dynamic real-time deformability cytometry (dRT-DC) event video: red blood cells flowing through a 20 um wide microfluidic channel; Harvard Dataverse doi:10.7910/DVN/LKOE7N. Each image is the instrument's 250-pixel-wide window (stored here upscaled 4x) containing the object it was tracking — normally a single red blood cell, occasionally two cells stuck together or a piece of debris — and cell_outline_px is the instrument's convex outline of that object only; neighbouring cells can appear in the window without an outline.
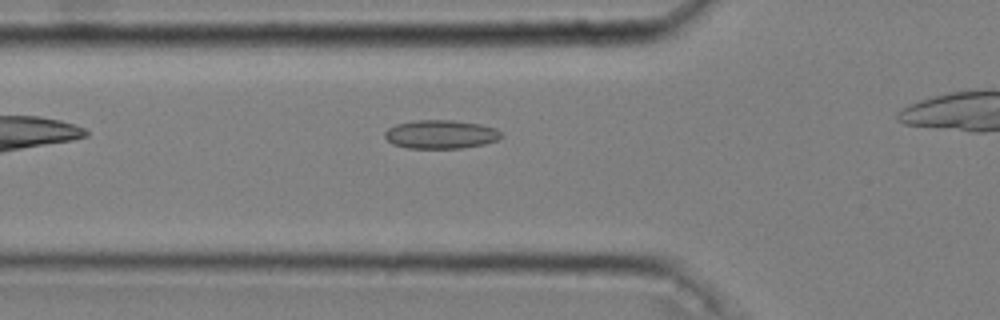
{"species": "common noctule bat (a hibernating species)", "species_latin": "Nyctalus noctula", "temperature_condition": "cold", "stored_images_in_passage": 30, "camera_frame_rate_fps": 3000, "um_per_image_px": 0.085, "animal": {"sex": "male", "body_mass_g": 20.4}, "frame": {"image": 1, "passage_image": 2, "time_ms": 0.333, "image_size_px": [1000, 320], "cell_outline_px": [[504, 136], [496, 140], [484, 144], [460, 148], [408, 148], [392, 144], [384, 136], [384, 132], [388, 128], [396, 124], [416, 120], [452, 120], [480, 124], [496, 128]], "centroid_in_image_um": [37.46, 11.41], "position_along_channel_um": 88.3, "area_um2": 19.42}}
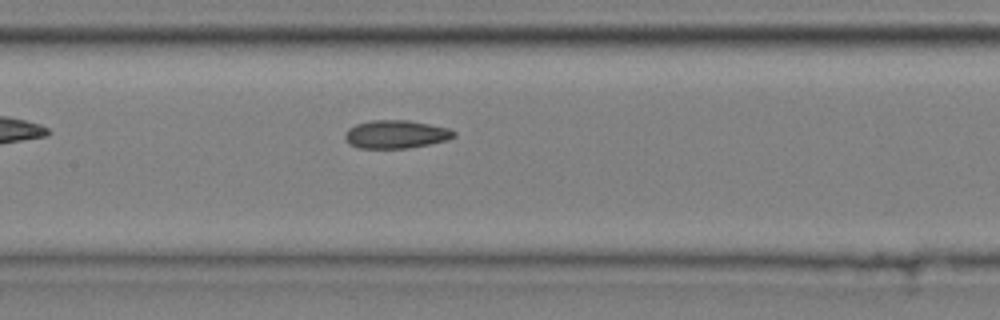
{"frame": {"image": 2, "passage_image": 9, "time_ms": 2.667, "image_size_px": [1000, 320], "cell_outline_px": [[456, 136], [448, 140], [408, 148], [360, 148], [348, 144], [344, 136], [348, 128], [356, 124], [372, 120], [408, 120], [448, 128], [456, 132]], "centroid_in_image_um": [33.64, 11.41], "position_along_channel_um": 173.8, "area_um2": 17.86}}
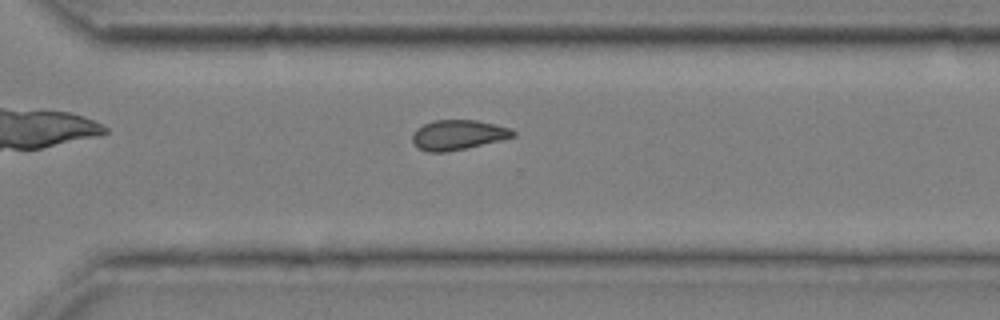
{"frame": {"image": 3, "passage_image": 22, "time_ms": 7.0, "image_size_px": [1000, 320], "cell_outline_px": [[516, 136], [500, 140], [448, 152], [428, 152], [416, 148], [412, 140], [412, 136], [416, 128], [432, 120], [476, 120], [496, 124], [512, 128], [516, 132]], "centroid_in_image_um": [38.92, 11.46], "position_along_channel_um": 331.7, "area_um2": 17.69}}